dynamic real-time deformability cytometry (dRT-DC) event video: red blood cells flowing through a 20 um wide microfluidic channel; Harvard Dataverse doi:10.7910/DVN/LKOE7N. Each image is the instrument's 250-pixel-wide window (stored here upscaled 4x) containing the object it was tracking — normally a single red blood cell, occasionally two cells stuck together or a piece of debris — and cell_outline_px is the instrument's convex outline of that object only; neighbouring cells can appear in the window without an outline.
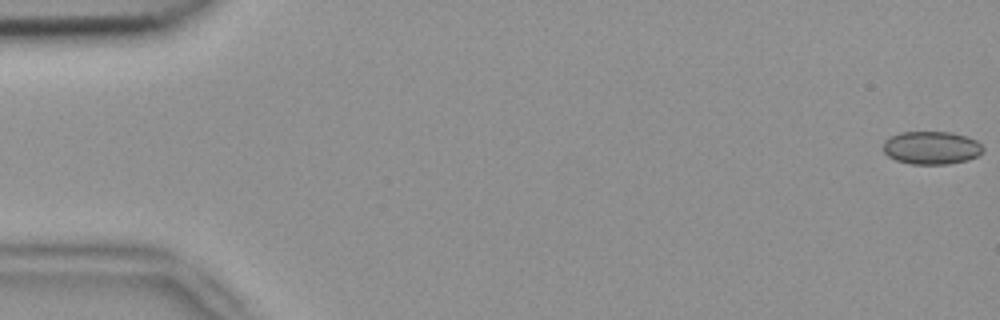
{"species": "common noctule bat (a hibernating species)", "species_latin": "Nyctalus noctula", "temperature_condition": "room temperature", "stored_images_in_passage": 5, "camera_frame_rate_fps": 3000, "um_per_image_px": 0.085, "animal": {"sex": "female", "body_mass_g": 18.4}, "frame": {"image": 1, "passage_image": 1, "time_ms": 0.0, "image_size_px": [1000, 320], "cell_outline_px": [[984, 152], [968, 160], [948, 164], [912, 164], [896, 160], [888, 156], [884, 152], [884, 140], [900, 132], [952, 132], [968, 136], [976, 140], [984, 148]], "centroid_in_image_um": [79.2, 12.56], "position_along_channel_um": 5.8, "area_um2": 19.31}}
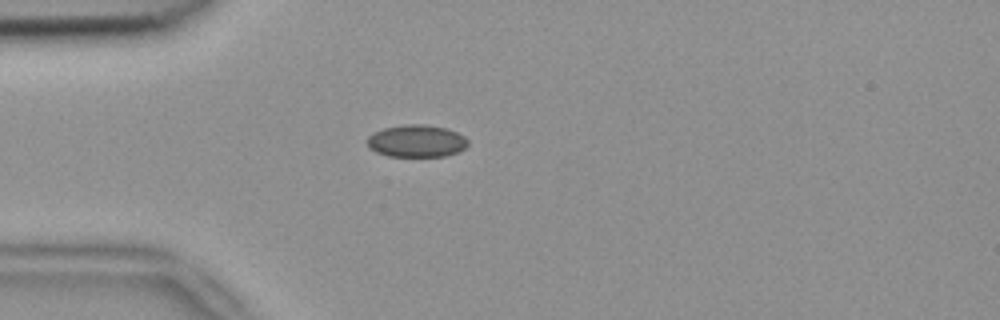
{"frame": {"image": 2, "passage_image": 5, "time_ms": 1.333, "image_size_px": [1000, 320], "cell_outline_px": [[468, 144], [460, 152], [444, 156], [388, 156], [376, 152], [368, 148], [368, 136], [384, 128], [408, 124], [424, 124], [448, 128], [464, 136], [468, 140]], "centroid_in_image_um": [35.43, 11.99], "position_along_channel_um": 49.6, "area_um2": 18.96}}